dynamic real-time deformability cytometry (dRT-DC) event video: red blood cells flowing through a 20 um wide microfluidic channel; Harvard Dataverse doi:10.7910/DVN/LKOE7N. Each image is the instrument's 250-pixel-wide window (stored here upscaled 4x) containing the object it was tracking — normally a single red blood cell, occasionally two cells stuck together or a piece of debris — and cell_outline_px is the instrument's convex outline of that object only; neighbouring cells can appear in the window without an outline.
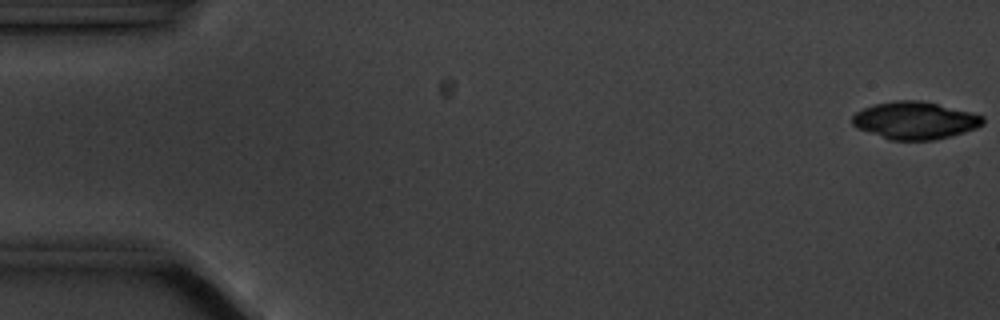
{"species": "common noctule bat (a hibernating species)", "species_latin": "Nyctalus noctula", "temperature_condition": "cold", "stored_images_in_passage": 56, "camera_frame_rate_fps": 3000, "um_per_image_px": 0.085, "animal": {"sex": "male", "body_mass_g": 20.1, "forearm_length_mm": 53.5}, "frame": {"image": 1, "passage_image": 1, "time_ms": 0.0, "image_size_px": [1000, 320], "cell_outline_px": [[984, 124], [976, 128], [952, 136], [936, 140], [888, 140], [856, 128], [852, 124], [852, 116], [856, 112], [872, 104], [896, 100], [920, 100], [972, 112], [984, 116]], "centroid_in_image_um": [77.76, 10.24], "position_along_channel_um": 7.2, "area_um2": 28.78}}